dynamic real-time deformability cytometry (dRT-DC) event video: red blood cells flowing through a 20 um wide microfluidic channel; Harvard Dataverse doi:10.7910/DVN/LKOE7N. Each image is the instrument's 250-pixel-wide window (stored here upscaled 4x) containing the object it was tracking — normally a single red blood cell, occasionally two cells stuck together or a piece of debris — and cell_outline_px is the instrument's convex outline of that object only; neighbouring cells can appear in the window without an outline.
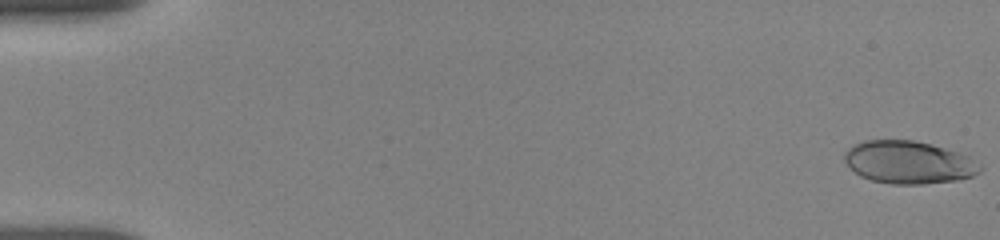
{"species": "human", "species_latin": "Homo sapiens", "temperature_condition": "room temperature", "stored_images_in_passage": 106, "camera_frame_rate_fps": 3000, "um_per_image_px": 0.085, "donor": {"sex": "female"}, "frame": {"image": 1, "passage_image": 1, "time_ms": 0.0, "image_size_px": [1000, 240], "cell_outline_px": [[984, 168], [980, 172], [972, 176], [960, 180], [924, 184], [892, 184], [872, 180], [860, 176], [844, 160], [844, 152], [848, 148], [864, 140], [912, 140], [944, 148], [968, 156], [980, 164]], "centroid_in_image_um": [77.25, 13.81], "position_along_channel_um": 7.7, "area_um2": 33.58}}
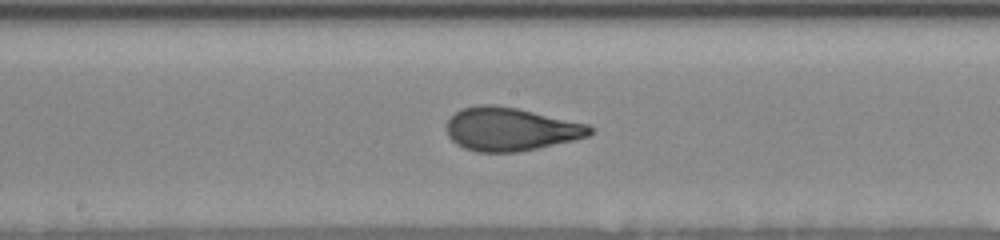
{"frame": {"image": 2, "passage_image": 56, "time_ms": 9.333, "image_size_px": [1000, 240], "cell_outline_px": [[592, 132], [588, 136], [576, 140], [516, 152], [476, 152], [464, 148], [456, 144], [448, 136], [444, 128], [448, 120], [460, 108], [480, 104], [496, 104], [516, 108], [588, 124], [592, 128]], "centroid_in_image_um": [43.35, 10.97], "position_along_channel_um": 204.8, "area_um2": 36.3}}
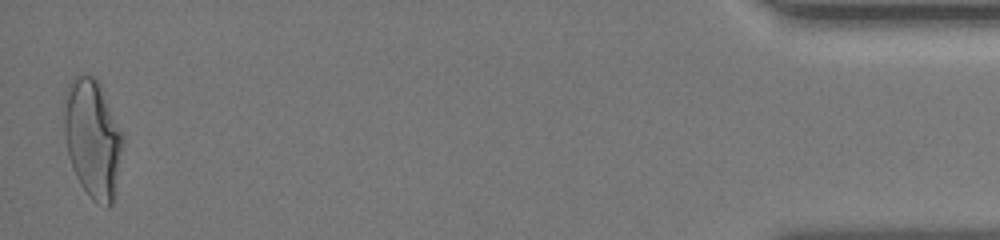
{"frame": {"image": 3, "passage_image": 105, "time_ms": 17.333, "image_size_px": [1000, 240], "cell_outline_px": [[124, 140], [112, 204], [108, 208], [92, 200], [80, 184], [72, 168], [68, 156], [64, 132], [64, 104], [68, 84], [80, 72], [92, 76], [100, 84], [124, 136]], "centroid_in_image_um": [7.86, 11.76], "position_along_channel_um": 427.3, "area_um2": 40.52}, "authors_computed_cell_mechanics": {"area_um2": 35.547, "velocity_mm_per_s": 3.7948, "shape_relaxation_time_tau1_ms": 5.5712, "shape_relaxation_time_tau2_ms": null, "deformation_change_tau1": 0.2062, "deformation_change_tau2": null}}